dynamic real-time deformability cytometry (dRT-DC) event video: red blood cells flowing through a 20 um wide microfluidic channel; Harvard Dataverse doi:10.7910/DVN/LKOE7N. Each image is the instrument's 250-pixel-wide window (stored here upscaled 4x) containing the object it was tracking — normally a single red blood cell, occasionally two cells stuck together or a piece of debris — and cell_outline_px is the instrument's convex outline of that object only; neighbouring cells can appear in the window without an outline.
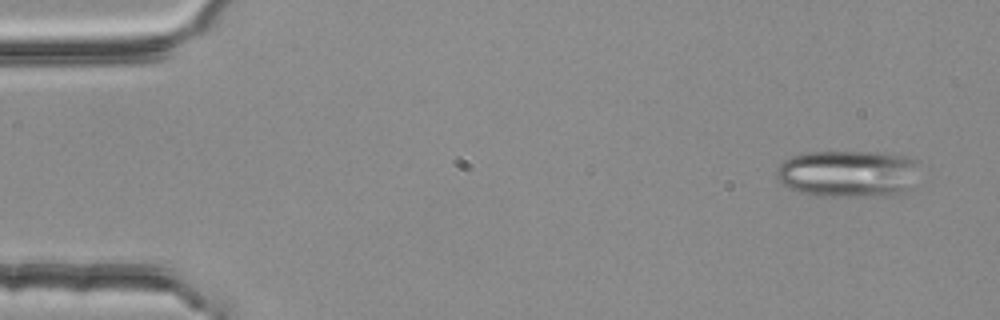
{"species": "common noctule bat (a hibernating species)", "species_latin": "Nyctalus noctula", "temperature_condition": "room temperature", "stored_images_in_passage": 3, "camera_frame_rate_fps": 3000, "um_per_image_px": 0.085, "animal": {"sex": "female", "body_mass_g": 25.1}, "frame": {"image": 1, "passage_image": 1, "time_ms": 0.0, "image_size_px": [1000, 320], "cell_outline_px": [[920, 160], [908, 188], [904, 192], [876, 196], [820, 196], [800, 192], [788, 188], [776, 176], [776, 168], [784, 160], [792, 156], [808, 152], [884, 152], [904, 156]], "centroid_in_image_um": [72.05, 14.74], "position_along_channel_um": 13.0, "area_um2": 39.02}}